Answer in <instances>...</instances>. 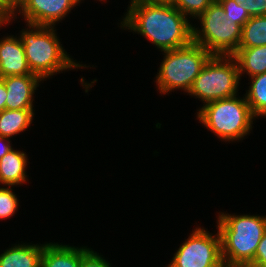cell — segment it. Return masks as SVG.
<instances>
[{
    "mask_svg": "<svg viewBox=\"0 0 266 267\" xmlns=\"http://www.w3.org/2000/svg\"><path fill=\"white\" fill-rule=\"evenodd\" d=\"M122 27L145 36L161 51L185 47L192 42V25L169 0H131Z\"/></svg>",
    "mask_w": 266,
    "mask_h": 267,
    "instance_id": "1",
    "label": "cell"
},
{
    "mask_svg": "<svg viewBox=\"0 0 266 267\" xmlns=\"http://www.w3.org/2000/svg\"><path fill=\"white\" fill-rule=\"evenodd\" d=\"M222 259L225 267H248L266 230V216L220 214Z\"/></svg>",
    "mask_w": 266,
    "mask_h": 267,
    "instance_id": "2",
    "label": "cell"
},
{
    "mask_svg": "<svg viewBox=\"0 0 266 267\" xmlns=\"http://www.w3.org/2000/svg\"><path fill=\"white\" fill-rule=\"evenodd\" d=\"M29 27L33 29L21 31L20 38L33 74L44 80L65 69L83 67L69 58L60 45L53 27L40 25H29Z\"/></svg>",
    "mask_w": 266,
    "mask_h": 267,
    "instance_id": "3",
    "label": "cell"
},
{
    "mask_svg": "<svg viewBox=\"0 0 266 267\" xmlns=\"http://www.w3.org/2000/svg\"><path fill=\"white\" fill-rule=\"evenodd\" d=\"M164 59L156 76L160 93L174 89L189 92L195 78L212 56L204 47L193 41L182 48L164 51Z\"/></svg>",
    "mask_w": 266,
    "mask_h": 267,
    "instance_id": "4",
    "label": "cell"
},
{
    "mask_svg": "<svg viewBox=\"0 0 266 267\" xmlns=\"http://www.w3.org/2000/svg\"><path fill=\"white\" fill-rule=\"evenodd\" d=\"M198 119L219 138L233 141L249 133L254 116L246 97L233 96L206 103L199 110Z\"/></svg>",
    "mask_w": 266,
    "mask_h": 267,
    "instance_id": "5",
    "label": "cell"
},
{
    "mask_svg": "<svg viewBox=\"0 0 266 267\" xmlns=\"http://www.w3.org/2000/svg\"><path fill=\"white\" fill-rule=\"evenodd\" d=\"M226 17L223 7L215 0L198 16L202 30L192 27V41L212 55L232 56L238 49L242 27Z\"/></svg>",
    "mask_w": 266,
    "mask_h": 267,
    "instance_id": "6",
    "label": "cell"
},
{
    "mask_svg": "<svg viewBox=\"0 0 266 267\" xmlns=\"http://www.w3.org/2000/svg\"><path fill=\"white\" fill-rule=\"evenodd\" d=\"M239 80L238 65L233 56L212 55L188 93L200 98L205 104L230 98L237 95Z\"/></svg>",
    "mask_w": 266,
    "mask_h": 267,
    "instance_id": "7",
    "label": "cell"
},
{
    "mask_svg": "<svg viewBox=\"0 0 266 267\" xmlns=\"http://www.w3.org/2000/svg\"><path fill=\"white\" fill-rule=\"evenodd\" d=\"M196 228L175 253L169 267H225L222 259L221 236Z\"/></svg>",
    "mask_w": 266,
    "mask_h": 267,
    "instance_id": "8",
    "label": "cell"
},
{
    "mask_svg": "<svg viewBox=\"0 0 266 267\" xmlns=\"http://www.w3.org/2000/svg\"><path fill=\"white\" fill-rule=\"evenodd\" d=\"M77 3L80 2L78 0H17L15 10L20 8L19 12L22 11L28 25L52 27Z\"/></svg>",
    "mask_w": 266,
    "mask_h": 267,
    "instance_id": "9",
    "label": "cell"
},
{
    "mask_svg": "<svg viewBox=\"0 0 266 267\" xmlns=\"http://www.w3.org/2000/svg\"><path fill=\"white\" fill-rule=\"evenodd\" d=\"M7 89L6 109L33 110V93L42 79L36 74L0 78Z\"/></svg>",
    "mask_w": 266,
    "mask_h": 267,
    "instance_id": "10",
    "label": "cell"
},
{
    "mask_svg": "<svg viewBox=\"0 0 266 267\" xmlns=\"http://www.w3.org/2000/svg\"><path fill=\"white\" fill-rule=\"evenodd\" d=\"M33 74L29 68L21 38L0 40V78Z\"/></svg>",
    "mask_w": 266,
    "mask_h": 267,
    "instance_id": "11",
    "label": "cell"
},
{
    "mask_svg": "<svg viewBox=\"0 0 266 267\" xmlns=\"http://www.w3.org/2000/svg\"><path fill=\"white\" fill-rule=\"evenodd\" d=\"M44 245H17L0 255V267H41Z\"/></svg>",
    "mask_w": 266,
    "mask_h": 267,
    "instance_id": "12",
    "label": "cell"
},
{
    "mask_svg": "<svg viewBox=\"0 0 266 267\" xmlns=\"http://www.w3.org/2000/svg\"><path fill=\"white\" fill-rule=\"evenodd\" d=\"M81 247L47 243L41 259V267H80Z\"/></svg>",
    "mask_w": 266,
    "mask_h": 267,
    "instance_id": "13",
    "label": "cell"
},
{
    "mask_svg": "<svg viewBox=\"0 0 266 267\" xmlns=\"http://www.w3.org/2000/svg\"><path fill=\"white\" fill-rule=\"evenodd\" d=\"M27 157L24 152L11 150L0 159V183L8 186L26 181Z\"/></svg>",
    "mask_w": 266,
    "mask_h": 267,
    "instance_id": "14",
    "label": "cell"
},
{
    "mask_svg": "<svg viewBox=\"0 0 266 267\" xmlns=\"http://www.w3.org/2000/svg\"><path fill=\"white\" fill-rule=\"evenodd\" d=\"M237 62L240 76L247 72L250 77L266 73V45L238 48L232 55Z\"/></svg>",
    "mask_w": 266,
    "mask_h": 267,
    "instance_id": "15",
    "label": "cell"
},
{
    "mask_svg": "<svg viewBox=\"0 0 266 267\" xmlns=\"http://www.w3.org/2000/svg\"><path fill=\"white\" fill-rule=\"evenodd\" d=\"M33 110H10L0 112V136L10 138L30 126Z\"/></svg>",
    "mask_w": 266,
    "mask_h": 267,
    "instance_id": "16",
    "label": "cell"
},
{
    "mask_svg": "<svg viewBox=\"0 0 266 267\" xmlns=\"http://www.w3.org/2000/svg\"><path fill=\"white\" fill-rule=\"evenodd\" d=\"M266 45V16L250 17L243 25L238 48Z\"/></svg>",
    "mask_w": 266,
    "mask_h": 267,
    "instance_id": "17",
    "label": "cell"
},
{
    "mask_svg": "<svg viewBox=\"0 0 266 267\" xmlns=\"http://www.w3.org/2000/svg\"><path fill=\"white\" fill-rule=\"evenodd\" d=\"M252 83L246 93V101L253 116H266V73L251 77Z\"/></svg>",
    "mask_w": 266,
    "mask_h": 267,
    "instance_id": "18",
    "label": "cell"
},
{
    "mask_svg": "<svg viewBox=\"0 0 266 267\" xmlns=\"http://www.w3.org/2000/svg\"><path fill=\"white\" fill-rule=\"evenodd\" d=\"M183 15L198 17L201 15L215 0H169Z\"/></svg>",
    "mask_w": 266,
    "mask_h": 267,
    "instance_id": "19",
    "label": "cell"
},
{
    "mask_svg": "<svg viewBox=\"0 0 266 267\" xmlns=\"http://www.w3.org/2000/svg\"><path fill=\"white\" fill-rule=\"evenodd\" d=\"M223 7L227 19L241 27L250 19V15L245 8L239 3V0H217Z\"/></svg>",
    "mask_w": 266,
    "mask_h": 267,
    "instance_id": "20",
    "label": "cell"
},
{
    "mask_svg": "<svg viewBox=\"0 0 266 267\" xmlns=\"http://www.w3.org/2000/svg\"><path fill=\"white\" fill-rule=\"evenodd\" d=\"M18 208V199L11 188H0V219L13 216Z\"/></svg>",
    "mask_w": 266,
    "mask_h": 267,
    "instance_id": "21",
    "label": "cell"
},
{
    "mask_svg": "<svg viewBox=\"0 0 266 267\" xmlns=\"http://www.w3.org/2000/svg\"><path fill=\"white\" fill-rule=\"evenodd\" d=\"M105 259L99 256L89 248H81V265L80 267H110Z\"/></svg>",
    "mask_w": 266,
    "mask_h": 267,
    "instance_id": "22",
    "label": "cell"
},
{
    "mask_svg": "<svg viewBox=\"0 0 266 267\" xmlns=\"http://www.w3.org/2000/svg\"><path fill=\"white\" fill-rule=\"evenodd\" d=\"M250 17L266 16V0H239Z\"/></svg>",
    "mask_w": 266,
    "mask_h": 267,
    "instance_id": "23",
    "label": "cell"
},
{
    "mask_svg": "<svg viewBox=\"0 0 266 267\" xmlns=\"http://www.w3.org/2000/svg\"><path fill=\"white\" fill-rule=\"evenodd\" d=\"M248 267H266V230L257 247L254 261Z\"/></svg>",
    "mask_w": 266,
    "mask_h": 267,
    "instance_id": "24",
    "label": "cell"
},
{
    "mask_svg": "<svg viewBox=\"0 0 266 267\" xmlns=\"http://www.w3.org/2000/svg\"><path fill=\"white\" fill-rule=\"evenodd\" d=\"M0 11L6 16V22H10L15 15V3L12 0H0Z\"/></svg>",
    "mask_w": 266,
    "mask_h": 267,
    "instance_id": "25",
    "label": "cell"
},
{
    "mask_svg": "<svg viewBox=\"0 0 266 267\" xmlns=\"http://www.w3.org/2000/svg\"><path fill=\"white\" fill-rule=\"evenodd\" d=\"M7 94L6 86L0 79V112L6 109Z\"/></svg>",
    "mask_w": 266,
    "mask_h": 267,
    "instance_id": "26",
    "label": "cell"
},
{
    "mask_svg": "<svg viewBox=\"0 0 266 267\" xmlns=\"http://www.w3.org/2000/svg\"><path fill=\"white\" fill-rule=\"evenodd\" d=\"M5 140H6L7 144H6ZM9 143H10V141L8 138L0 136V159H2V157L5 154H7L9 151H11L13 149Z\"/></svg>",
    "mask_w": 266,
    "mask_h": 267,
    "instance_id": "27",
    "label": "cell"
},
{
    "mask_svg": "<svg viewBox=\"0 0 266 267\" xmlns=\"http://www.w3.org/2000/svg\"><path fill=\"white\" fill-rule=\"evenodd\" d=\"M6 22V16L0 11V27Z\"/></svg>",
    "mask_w": 266,
    "mask_h": 267,
    "instance_id": "28",
    "label": "cell"
}]
</instances>
